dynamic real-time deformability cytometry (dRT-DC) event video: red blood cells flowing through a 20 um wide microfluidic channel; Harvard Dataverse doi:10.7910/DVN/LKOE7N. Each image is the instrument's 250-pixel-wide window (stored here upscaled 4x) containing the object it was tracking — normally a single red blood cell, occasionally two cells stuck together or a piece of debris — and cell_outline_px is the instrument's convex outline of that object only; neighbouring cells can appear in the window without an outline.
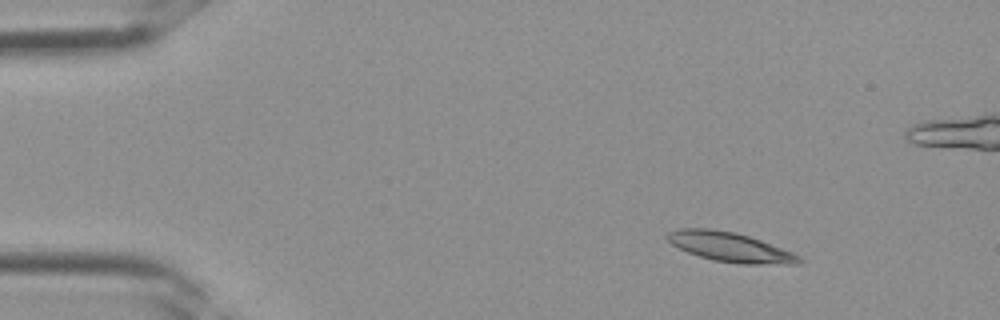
{"species": "Egyptian fruit bat (a non-hibernating species)", "species_latin": "Rousettus aegyptiacus", "temperature_condition": "room temperature", "stored_images_in_passage": 3, "camera_frame_rate_fps": 3000, "um_per_image_px": 0.085, "frame": {"image": 1, "passage_image": 1, "time_ms": 0.0, "image_size_px": [1000, 320], "cell_outline_px": [[804, 260], [796, 264], [744, 264], [712, 260], [688, 252], [672, 244], [664, 236], [668, 232], [680, 228], [708, 228], [736, 232], [760, 240], [792, 252], [800, 256]], "centroid_in_image_um": [62.05, 20.99], "position_along_channel_um": 23.0, "area_um2": 22.54}}